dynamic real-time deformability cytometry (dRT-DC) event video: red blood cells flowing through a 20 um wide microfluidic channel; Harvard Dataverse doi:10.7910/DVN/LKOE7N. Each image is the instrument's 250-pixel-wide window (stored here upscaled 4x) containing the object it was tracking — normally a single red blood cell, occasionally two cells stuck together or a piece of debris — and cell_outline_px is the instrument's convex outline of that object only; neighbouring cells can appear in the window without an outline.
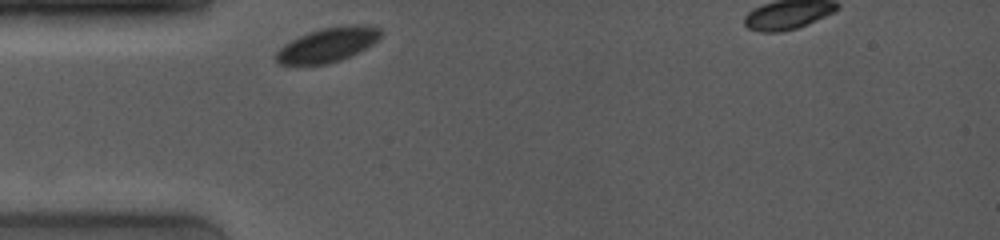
{"species": "common noctule bat (a hibernating species)", "species_latin": "Nyctalus noctula", "temperature_condition": "room temperature", "stored_images_in_passage": 4, "camera_frame_rate_fps": 4000, "um_per_image_px": 0.085, "animal": {"sex": "female", "body_mass_g": 19.0, "forearm_length_mm": 53.3}, "frame": {"image": 1, "passage_image": 1, "time_ms": 0.0, "image_size_px": [1000, 240], "cell_outline_px": [[380, 36], [372, 44], [352, 56], [340, 60], [324, 64], [280, 64], [272, 56], [284, 44], [308, 32], [320, 28], [348, 24], [360, 24], [380, 28]], "centroid_in_image_um": [27.84, 3.8], "position_along_channel_um": 57.2, "area_um2": 20.92}}